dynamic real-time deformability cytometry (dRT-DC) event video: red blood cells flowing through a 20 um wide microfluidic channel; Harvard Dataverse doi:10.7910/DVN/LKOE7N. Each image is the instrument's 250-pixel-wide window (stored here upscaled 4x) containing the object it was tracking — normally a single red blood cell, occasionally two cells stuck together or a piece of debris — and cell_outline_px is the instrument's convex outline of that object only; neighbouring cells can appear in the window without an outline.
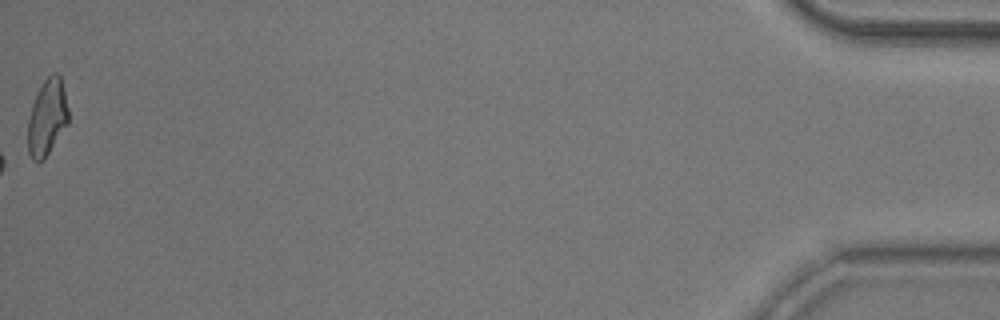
{"species": "common noctule bat (a hibernating species)", "species_latin": "Nyctalus noctula", "temperature_condition": "room temperature", "stored_images_in_passage": 52, "camera_frame_rate_fps": 3000, "um_per_image_px": 0.085, "animal": {"sex": "male", "body_mass_g": 20.5, "forearm_length_mm": 52.5}, "frame": {"image": 1, "passage_image": 52, "time_ms": 17.0, "image_size_px": [1000, 320], "cell_outline_px": [[68, 124], [44, 160], [32, 160], [28, 152], [28, 120], [32, 104], [44, 80], [52, 72], [56, 72], [60, 76], [68, 108]], "centroid_in_image_um": [4.01, 10.0], "position_along_channel_um": 431.2, "area_um2": 17.86}, "authors_computed_cell_mechanics": {"area_um2": 17.0221, "velocity_mm_per_s": 3.947, "shape_relaxation_time_tau1_ms": 5.419, "shape_relaxation_time_tau2_ms": 3.9056, "deformation_change_tau1": 0.1533, "deformation_change_tau2": 0.1043}}